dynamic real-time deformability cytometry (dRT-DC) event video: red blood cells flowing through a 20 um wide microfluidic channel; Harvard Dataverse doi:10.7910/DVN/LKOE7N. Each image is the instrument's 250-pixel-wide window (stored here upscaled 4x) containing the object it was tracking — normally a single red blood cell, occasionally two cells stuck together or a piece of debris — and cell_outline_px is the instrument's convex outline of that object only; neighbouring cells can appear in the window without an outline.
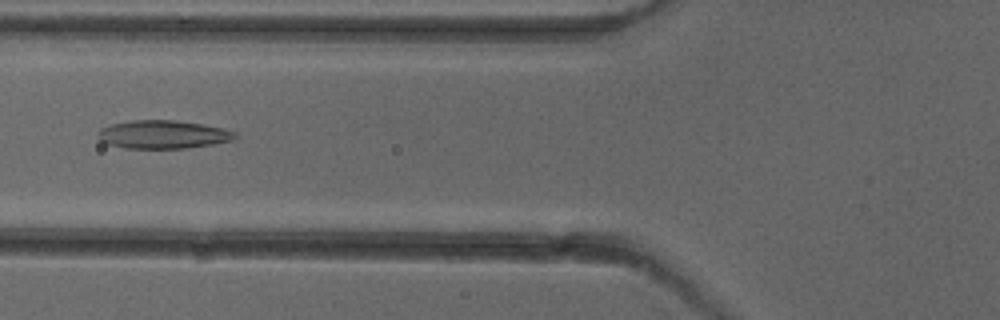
{"species": "common noctule bat (a hibernating species)", "species_latin": "Nyctalus noctula", "temperature_condition": "cold", "stored_images_in_passage": 4, "camera_frame_rate_fps": 3000, "um_per_image_px": 0.085, "animal": {"sex": "female"}, "frame": {"image": 1, "passage_image": 4, "time_ms": 3.667, "image_size_px": [1000, 320], "cell_outline_px": [[236, 140], [212, 144], [184, 148], [124, 148], [108, 144], [100, 140], [96, 132], [100, 128], [112, 124], [132, 120], [176, 120], [204, 124], [224, 128], [236, 132]], "centroid_in_image_um": [13.87, 11.42], "position_along_channel_um": 111.9, "area_um2": 22.72}}